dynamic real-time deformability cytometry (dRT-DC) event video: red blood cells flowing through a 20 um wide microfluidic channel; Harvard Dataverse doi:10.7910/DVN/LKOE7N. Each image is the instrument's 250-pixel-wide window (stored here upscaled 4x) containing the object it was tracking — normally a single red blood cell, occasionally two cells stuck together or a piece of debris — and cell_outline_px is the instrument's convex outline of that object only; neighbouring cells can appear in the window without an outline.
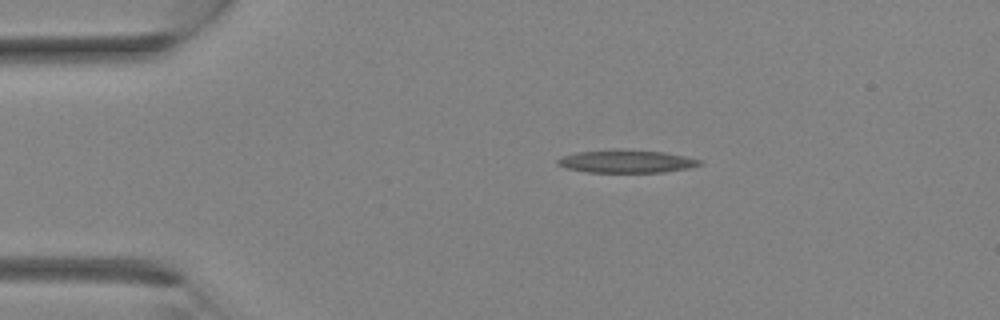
{"species": "Egyptian fruit bat (a non-hibernating species)", "species_latin": "Rousettus aegyptiacus", "temperature_condition": "room temperature", "stored_images_in_passage": 2, "camera_frame_rate_fps": 3000, "um_per_image_px": 0.085, "animal": {"sex": "female"}, "frame": {"image": 1, "passage_image": 1, "time_ms": 0.0, "image_size_px": [1000, 320], "cell_outline_px": [[704, 164], [688, 168], [664, 172], [588, 172], [564, 168], [556, 164], [556, 160], [564, 156], [576, 152], [616, 148], [664, 152], [684, 156], [700, 160]], "centroid_in_image_um": [53.21, 13.7], "position_along_channel_um": 31.8, "area_um2": 19.13}}